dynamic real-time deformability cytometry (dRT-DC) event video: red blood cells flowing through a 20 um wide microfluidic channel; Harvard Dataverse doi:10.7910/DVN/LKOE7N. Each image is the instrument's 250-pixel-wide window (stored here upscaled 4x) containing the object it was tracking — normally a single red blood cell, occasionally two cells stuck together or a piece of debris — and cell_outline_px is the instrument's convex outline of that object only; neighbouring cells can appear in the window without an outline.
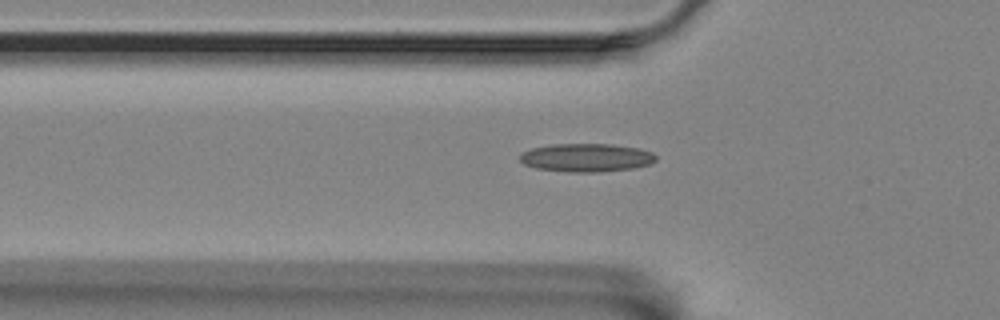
{"species": "Egyptian fruit bat (a non-hibernating species)", "species_latin": "Rousettus aegyptiacus", "temperature_condition": "room temperature", "stored_images_in_passage": 42, "camera_frame_rate_fps": 3000, "um_per_image_px": 0.085, "animal": {"sex": "female"}, "frame": {"image": 1, "passage_image": 8, "time_ms": 2.333, "image_size_px": [1000, 320], "cell_outline_px": [[656, 160], [648, 164], [632, 168], [600, 172], [568, 172], [536, 168], [524, 164], [520, 160], [520, 152], [532, 148], [552, 144], [612, 144], [640, 148], [652, 152], [656, 156]], "centroid_in_image_um": [49.83, 13.39], "position_along_channel_um": 76.0, "area_um2": 22.48}}
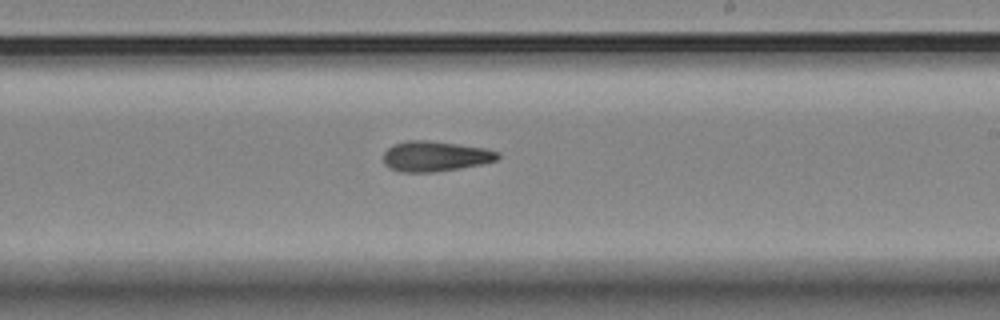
{"frame": {"image": 2, "passage_image": 23, "time_ms": 7.333, "image_size_px": [1000, 320], "cell_outline_px": [[500, 156], [496, 160], [480, 164], [460, 168], [432, 172], [400, 172], [388, 168], [384, 164], [384, 152], [392, 144], [408, 140], [428, 140], [460, 144], [488, 148], [500, 152]], "centroid_in_image_um": [36.98, 13.27], "position_along_channel_um": 252.0, "area_um2": 20.4}}
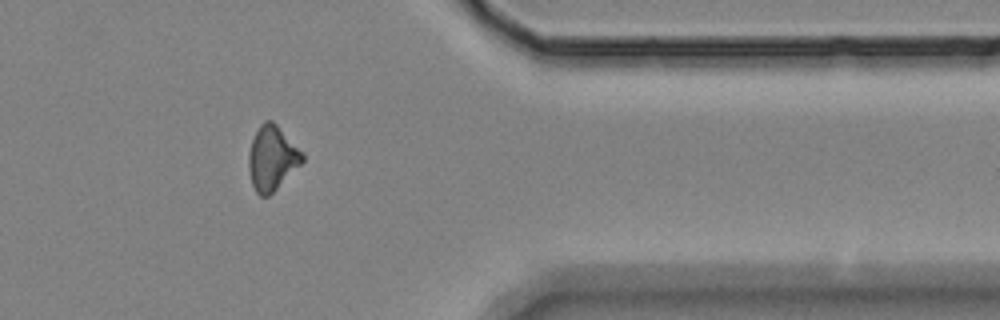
{"frame": {"image": 3, "passage_image": 36, "time_ms": 11.667, "image_size_px": [1000, 320], "cell_outline_px": [[304, 160], [268, 196], [260, 196], [256, 192], [252, 184], [248, 168], [248, 152], [252, 140], [260, 124], [264, 120], [272, 120], [304, 152]], "centroid_in_image_um": [23.11, 13.41], "position_along_channel_um": 388.3, "area_um2": 20.0}}